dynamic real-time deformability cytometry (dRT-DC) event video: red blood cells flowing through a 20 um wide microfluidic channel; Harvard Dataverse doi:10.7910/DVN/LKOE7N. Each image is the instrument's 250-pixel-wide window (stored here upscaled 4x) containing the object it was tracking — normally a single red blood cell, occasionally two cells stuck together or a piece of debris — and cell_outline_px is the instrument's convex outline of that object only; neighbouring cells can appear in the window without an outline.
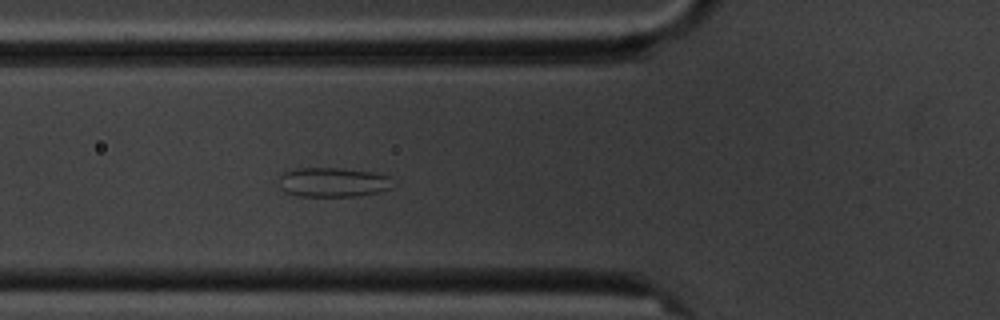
{"species": "common noctule bat (a hibernating species)", "species_latin": "Nyctalus noctula", "temperature_condition": "cold", "stored_images_in_passage": 6, "segment_of_instrument_passage": [1, 2], "camera_frame_rate_fps": 3000, "um_per_image_px": 0.085, "animal": {"sex": "male", "body_mass_g": 20.1, "forearm_length_mm": 53.5}, "frame": {"image": 1, "passage_image": 5, "time_ms": 4.333, "image_size_px": [1000, 320], "cell_outline_px": [[392, 188], [380, 192], [356, 196], [300, 196], [284, 192], [280, 188], [280, 176], [284, 172], [296, 168], [340, 168], [372, 172], [392, 176]], "centroid_in_image_um": [28.33, 15.49], "position_along_channel_um": 97.5, "area_um2": 19.71}}